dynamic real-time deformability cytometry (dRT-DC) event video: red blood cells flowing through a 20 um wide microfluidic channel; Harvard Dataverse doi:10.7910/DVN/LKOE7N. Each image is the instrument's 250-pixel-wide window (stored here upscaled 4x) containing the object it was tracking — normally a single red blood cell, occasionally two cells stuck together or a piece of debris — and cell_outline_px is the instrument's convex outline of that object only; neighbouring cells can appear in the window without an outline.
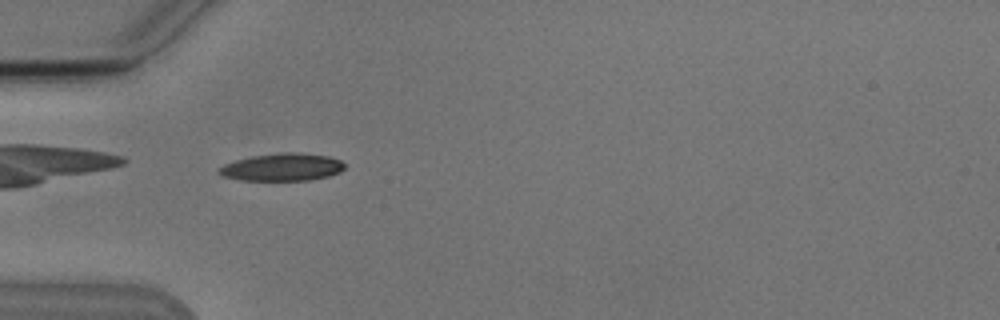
{"species": "Egyptian fruit bat (a non-hibernating species)", "species_latin": "Rousettus aegyptiacus", "temperature_condition": "cold", "stored_images_in_passage": 5, "camera_frame_rate_fps": 3000, "um_per_image_px": 0.085, "animal": {"sex": "male"}, "frame": {"image": 1, "passage_image": 1, "time_ms": 0.0, "image_size_px": [1000, 320], "cell_outline_px": [[344, 168], [340, 172], [328, 176], [308, 180], [240, 180], [220, 176], [216, 172], [216, 168], [224, 164], [236, 160], [252, 156], [280, 152], [300, 152], [328, 156], [340, 160], [344, 164]], "centroid_in_image_um": [23.93, 14.2], "position_along_channel_um": 61.1, "area_um2": 20.35}}
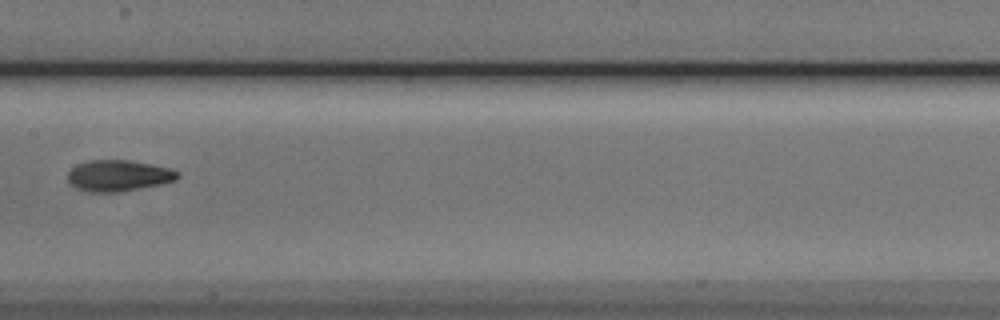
{"frame": {"image": 2, "passage_image": 4, "time_ms": 3.667, "image_size_px": [1000, 320], "cell_outline_px": [[180, 176], [176, 180], [160, 184], [140, 188], [116, 192], [88, 192], [76, 188], [68, 180], [68, 172], [76, 164], [88, 160], [128, 160], [152, 164], [172, 168], [180, 172]], "centroid_in_image_um": [10.09, 14.92], "position_along_channel_um": 197.3, "area_um2": 20.06}}
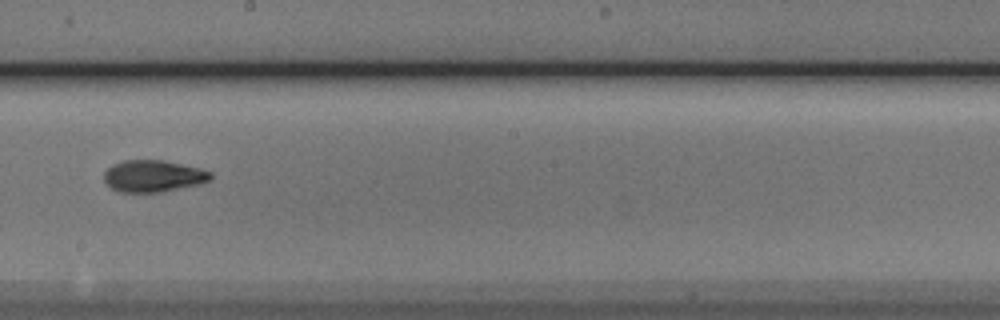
{"frame": {"image": 3, "passage_image": 5, "time_ms": 4.667, "image_size_px": [1000, 320], "cell_outline_px": [[212, 180], [200, 184], [160, 192], [120, 192], [108, 188], [104, 180], [104, 172], [112, 164], [124, 160], [164, 160], [200, 168], [212, 172]], "centroid_in_image_um": [13.02, 14.96], "position_along_channel_um": 235.2, "area_um2": 20.0}}